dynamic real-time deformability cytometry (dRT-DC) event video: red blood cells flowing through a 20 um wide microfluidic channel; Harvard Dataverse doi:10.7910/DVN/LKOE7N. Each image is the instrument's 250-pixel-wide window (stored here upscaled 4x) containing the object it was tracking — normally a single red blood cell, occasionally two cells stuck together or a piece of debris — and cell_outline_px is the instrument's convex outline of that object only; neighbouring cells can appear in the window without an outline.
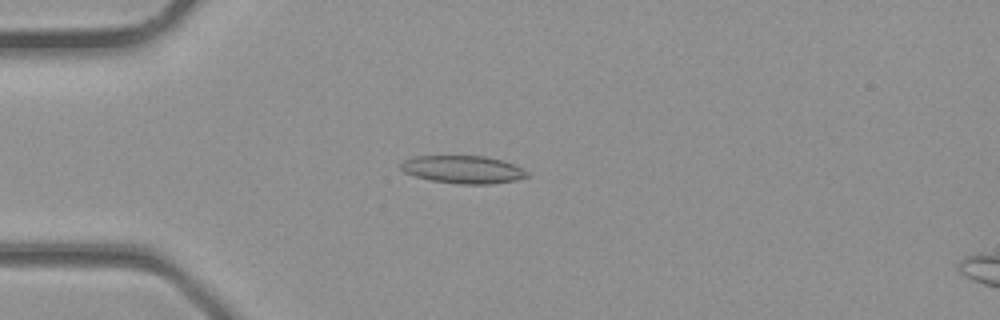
{"species": "common noctule bat (a hibernating species)", "species_latin": "Nyctalus noctula", "temperature_condition": "room temperature", "stored_images_in_passage": 32, "camera_frame_rate_fps": 3000, "um_per_image_px": 0.085, "animal": {"sex": "male", "body_mass_g": 23.1, "forearm_length_mm": 52.7}, "frame": {"image": 1, "passage_image": 6, "time_ms": 1.667, "image_size_px": [1000, 320], "cell_outline_px": [[528, 176], [516, 180], [492, 184], [460, 184], [428, 180], [404, 172], [400, 168], [400, 164], [404, 160], [416, 156], [484, 156], [504, 160], [524, 168], [528, 172]], "centroid_in_image_um": [39.38, 14.41], "position_along_channel_um": 45.6, "area_um2": 20.58}}
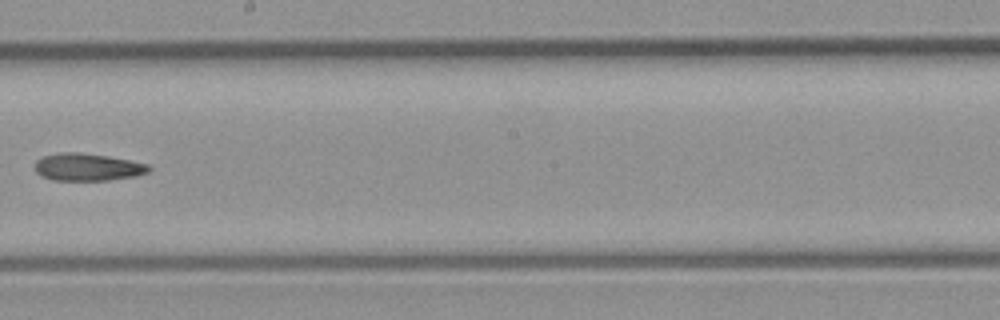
{"frame": {"image": 2, "passage_image": 17, "time_ms": 5.333, "image_size_px": [1000, 320], "cell_outline_px": [[152, 168], [148, 172], [136, 176], [108, 180], [52, 180], [40, 176], [36, 172], [36, 160], [44, 156], [60, 152], [80, 152], [108, 156], [148, 164]], "centroid_in_image_um": [7.44, 14.2], "position_along_channel_um": 240.8, "area_um2": 18.21}}
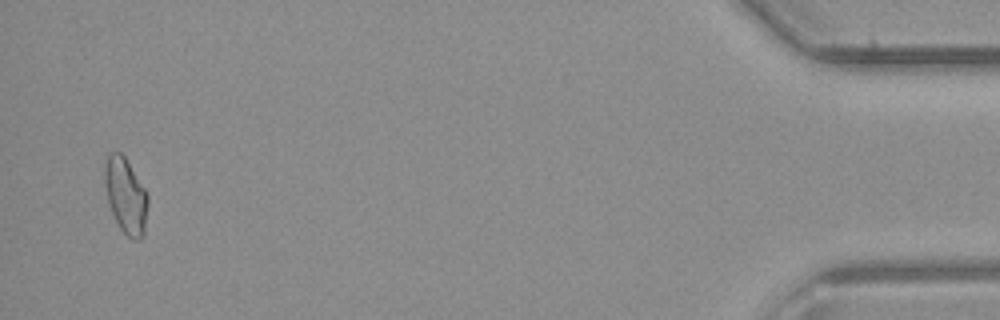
{"frame": {"image": 3, "passage_image": 31, "time_ms": 10.0, "image_size_px": [1000, 320], "cell_outline_px": [[148, 204], [144, 232], [140, 240], [132, 240], [120, 228], [112, 212], [108, 200], [104, 180], [104, 168], [108, 152], [120, 152], [124, 156], [144, 188], [148, 196]], "centroid_in_image_um": [10.68, 16.63], "position_along_channel_um": 424.5, "area_um2": 18.79}}